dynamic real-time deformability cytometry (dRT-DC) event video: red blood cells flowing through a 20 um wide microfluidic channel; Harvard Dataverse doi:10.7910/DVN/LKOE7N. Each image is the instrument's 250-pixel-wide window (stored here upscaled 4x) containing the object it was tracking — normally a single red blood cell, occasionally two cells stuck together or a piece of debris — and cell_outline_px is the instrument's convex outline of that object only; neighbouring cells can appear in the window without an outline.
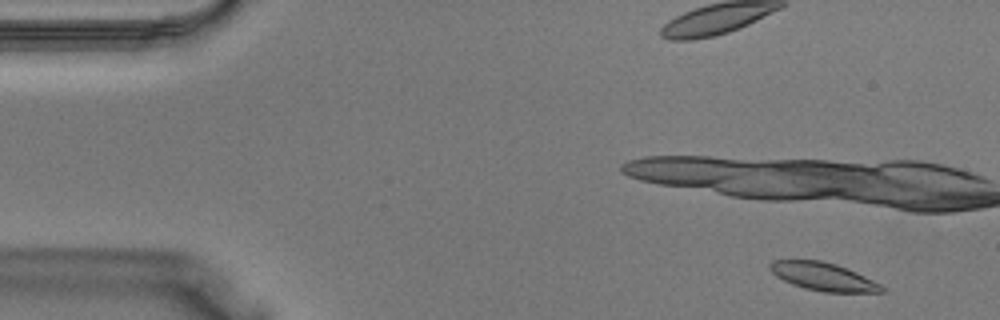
{"species": "Egyptian fruit bat (a non-hibernating species)", "species_latin": "Rousettus aegyptiacus", "temperature_condition": "warm", "stored_images_in_passage": 10, "camera_frame_rate_fps": 3000, "um_per_image_px": 0.085, "animal": {"sex": "male"}, "frame": {"image": 1, "passage_image": 2, "time_ms": 0.333, "image_size_px": [1000, 320], "cell_outline_px": [[884, 292], [824, 292], [804, 288], [792, 284], [776, 276], [768, 268], [768, 264], [772, 260], [820, 260], [836, 264], [856, 272], [880, 284], [884, 288]], "centroid_in_image_um": [69.94, 23.5], "position_along_channel_um": 15.1, "area_um2": 18.15}}